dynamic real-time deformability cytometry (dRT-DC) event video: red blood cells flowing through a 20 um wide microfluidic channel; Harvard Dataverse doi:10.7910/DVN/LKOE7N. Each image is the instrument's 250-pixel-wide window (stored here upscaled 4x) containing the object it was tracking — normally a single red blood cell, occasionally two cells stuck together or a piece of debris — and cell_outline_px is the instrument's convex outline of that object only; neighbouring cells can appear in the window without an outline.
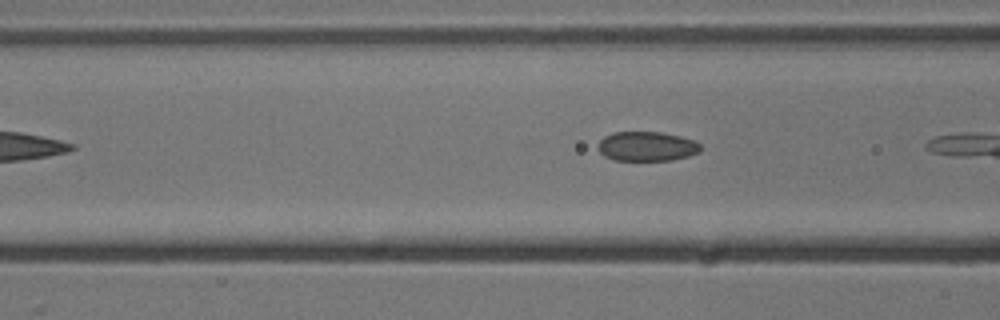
{"species": "common noctule bat (a hibernating species)", "species_latin": "Nyctalus noctula", "temperature_condition": "cold", "stored_images_in_passage": 4, "camera_frame_rate_fps": 3000, "um_per_image_px": 0.085, "animal": {"sex": "male", "body_mass_g": 13.3}, "frame": {"image": 1, "passage_image": 4, "time_ms": 3.667, "image_size_px": [1000, 320], "cell_outline_px": [[700, 152], [688, 156], [672, 160], [616, 160], [604, 156], [596, 148], [596, 144], [604, 136], [612, 132], [664, 132], [696, 140], [700, 144]], "centroid_in_image_um": [54.96, 12.43], "position_along_channel_um": 111.6, "area_um2": 17.86}}